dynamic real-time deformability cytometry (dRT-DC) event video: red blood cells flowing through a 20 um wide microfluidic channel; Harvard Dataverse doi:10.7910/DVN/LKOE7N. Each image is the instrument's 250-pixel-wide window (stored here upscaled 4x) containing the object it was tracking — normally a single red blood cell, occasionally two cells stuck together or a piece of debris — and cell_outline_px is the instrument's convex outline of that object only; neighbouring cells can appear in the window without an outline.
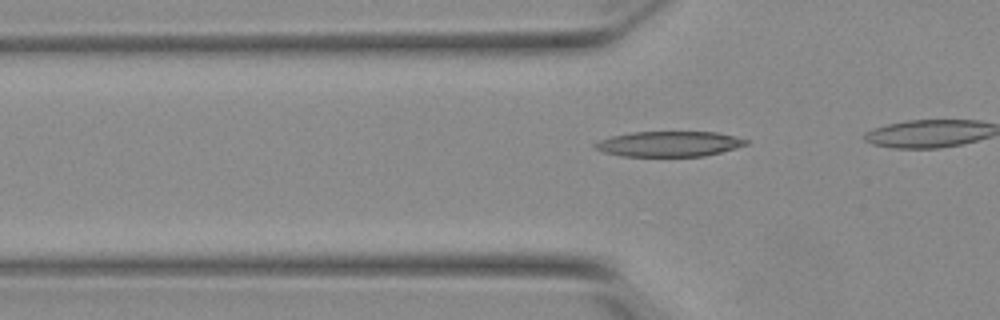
{"species": "Egyptian fruit bat (a non-hibernating species)", "species_latin": "Rousettus aegyptiacus", "temperature_condition": "warm", "stored_images_in_passage": 10, "camera_frame_rate_fps": 3000, "um_per_image_px": 0.085, "animal": {"sex": "female"}, "frame": {"image": 1, "passage_image": 4, "time_ms": 1.0, "image_size_px": [1000, 320], "cell_outline_px": [[748, 144], [736, 148], [704, 156], [624, 156], [604, 152], [596, 148], [592, 144], [600, 140], [612, 136], [632, 132], [716, 132], [736, 136], [748, 140]], "centroid_in_image_um": [56.9, 12.23], "position_along_channel_um": 68.9, "area_um2": 22.14}}